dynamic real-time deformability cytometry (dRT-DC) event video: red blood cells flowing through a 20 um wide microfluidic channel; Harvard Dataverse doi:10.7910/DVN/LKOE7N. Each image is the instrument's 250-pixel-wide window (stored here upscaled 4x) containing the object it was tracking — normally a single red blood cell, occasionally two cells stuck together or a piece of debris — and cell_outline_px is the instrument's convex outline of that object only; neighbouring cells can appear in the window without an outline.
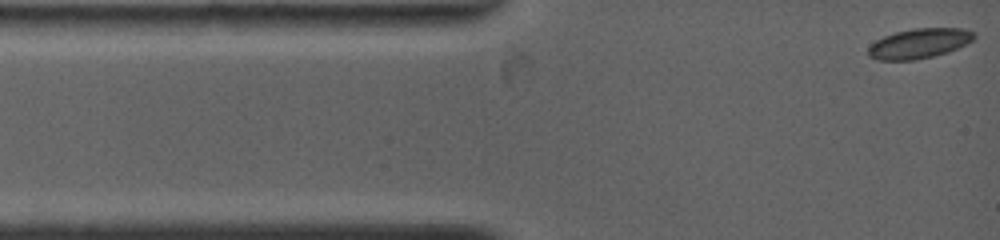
{"species": "common noctule bat (a hibernating species)", "species_latin": "Nyctalus noctula", "temperature_condition": "warm", "stored_images_in_passage": 40, "camera_frame_rate_fps": 4500, "um_per_image_px": 0.085, "animal": {"sex": "female", "body_mass_g": 19.0, "forearm_length_mm": 53.3}, "frame": {"image": 1, "passage_image": 1, "time_ms": 0.0, "image_size_px": [1000, 240], "cell_outline_px": [[976, 36], [972, 40], [948, 52], [916, 60], [876, 60], [868, 56], [868, 48], [876, 40], [884, 36], [896, 32], [912, 28], [964, 28], [976, 32]], "centroid_in_image_um": [78.12, 3.69], "position_along_channel_um": 6.9, "area_um2": 18.44}}
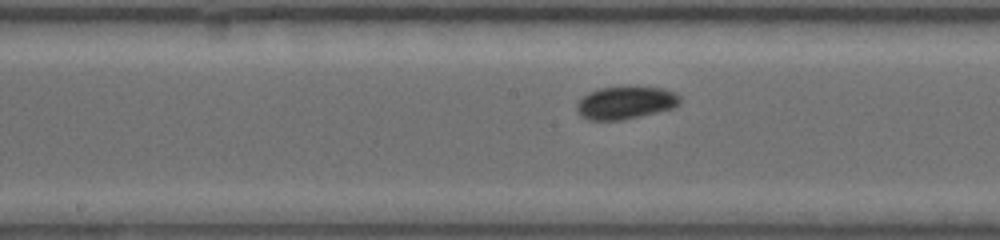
{"frame": {"image": 2, "passage_image": 23, "time_ms": 6.222, "image_size_px": [1000, 240], "cell_outline_px": [[680, 104], [672, 108], [624, 120], [588, 120], [580, 116], [576, 112], [576, 104], [588, 92], [600, 88], [664, 88], [676, 92], [680, 96]], "centroid_in_image_um": [53.15, 8.75], "position_along_channel_um": 195.0, "area_um2": 19.48}}
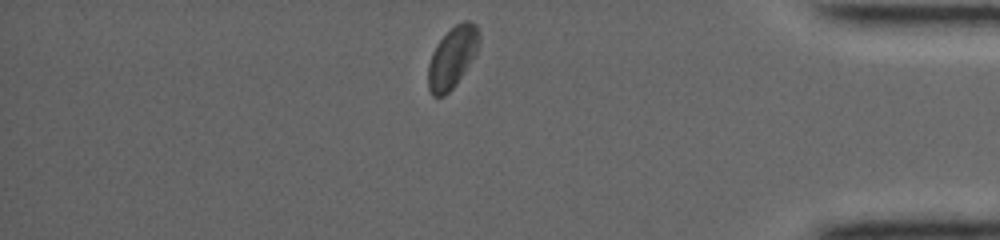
{"frame": {"image": 3, "passage_image": 40, "time_ms": 12.444, "image_size_px": [1000, 240], "cell_outline_px": [[480, 40], [476, 52], [464, 72], [452, 88], [444, 96], [432, 96], [428, 88], [428, 64], [432, 52], [436, 44], [456, 24], [464, 20], [468, 20], [476, 24], [480, 32]], "centroid_in_image_um": [38.44, 4.86], "position_along_channel_um": 396.8, "area_um2": 18.03}, "authors_computed_cell_mechanics": {"area_um2": 18.2359, "velocity_mm_per_s": 3.7822, "shape_relaxation_time_tau1_ms": 4.7778, "shape_relaxation_time_tau2_ms": null, "deformation_change_tau1": 0.075, "deformation_change_tau2": null}}